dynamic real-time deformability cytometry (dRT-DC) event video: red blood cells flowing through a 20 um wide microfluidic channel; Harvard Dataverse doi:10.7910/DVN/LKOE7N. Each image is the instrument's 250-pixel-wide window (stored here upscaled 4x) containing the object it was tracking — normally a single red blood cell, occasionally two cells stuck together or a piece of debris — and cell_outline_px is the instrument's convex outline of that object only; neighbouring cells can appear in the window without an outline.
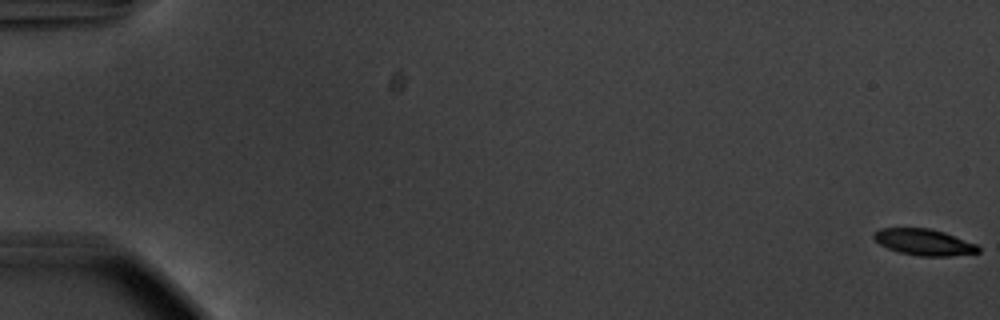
{"species": "common noctule bat (a hibernating species)", "species_latin": "Nyctalus noctula", "temperature_condition": "warm", "stored_images_in_passage": 56, "camera_frame_rate_fps": 3000, "um_per_image_px": 0.085, "animal": {"sex": "male", "body_mass_g": 20.1, "forearm_length_mm": 53.5}, "frame": {"image": 1, "passage_image": 1, "time_ms": 0.0, "image_size_px": [1000, 320], "cell_outline_px": [[980, 252], [948, 256], [920, 256], [900, 252], [888, 248], [880, 244], [872, 236], [880, 228], [932, 228], [944, 232], [976, 244], [980, 248]], "centroid_in_image_um": [78.55, 20.58], "position_along_channel_um": 6.5, "area_um2": 15.84}}
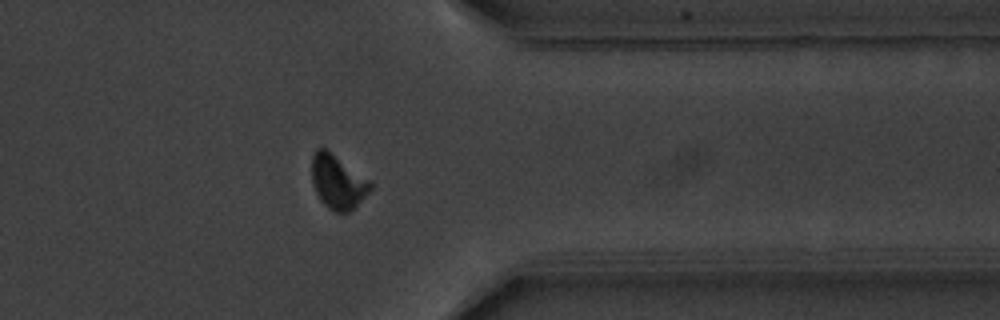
{"frame": {"image": 2, "passage_image": 46, "time_ms": 15.0, "image_size_px": [1000, 320], "cell_outline_px": [[372, 188], [348, 212], [336, 212], [328, 208], [320, 200], [312, 184], [312, 152], [316, 148], [328, 148], [368, 180], [372, 184]], "centroid_in_image_um": [28.65, 15.41], "position_along_channel_um": 382.7, "area_um2": 18.26}}
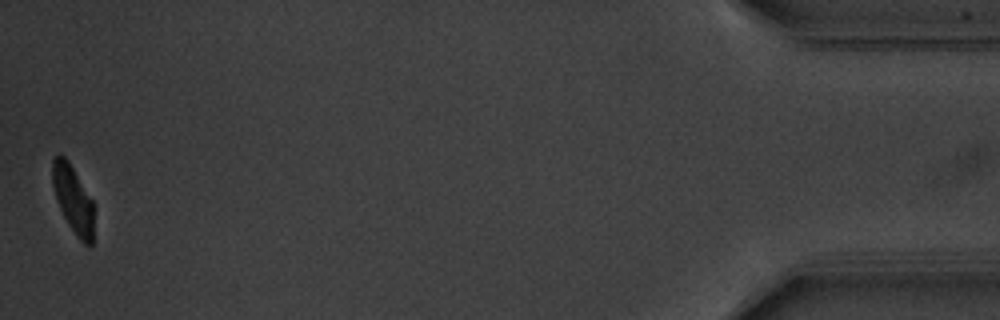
{"frame": {"image": 3, "passage_image": 56, "time_ms": 18.333, "image_size_px": [1000, 320], "cell_outline_px": [[92, 244], [84, 244], [76, 236], [68, 224], [56, 200], [52, 184], [52, 160], [56, 156], [64, 156], [68, 160], [92, 200]], "centroid_in_image_um": [6.17, 16.92], "position_along_channel_um": 429.0, "area_um2": 15.84}, "authors_computed_cell_mechanics": {"area_um2": 18.0625, "velocity_mm_per_s": 3.7211, "shape_relaxation_time_tau1_ms": 3.33, "shape_relaxation_time_tau2_ms": 5.6323, "deformation_change_tau1": 0.1555, "deformation_change_tau2": 0.0874}}